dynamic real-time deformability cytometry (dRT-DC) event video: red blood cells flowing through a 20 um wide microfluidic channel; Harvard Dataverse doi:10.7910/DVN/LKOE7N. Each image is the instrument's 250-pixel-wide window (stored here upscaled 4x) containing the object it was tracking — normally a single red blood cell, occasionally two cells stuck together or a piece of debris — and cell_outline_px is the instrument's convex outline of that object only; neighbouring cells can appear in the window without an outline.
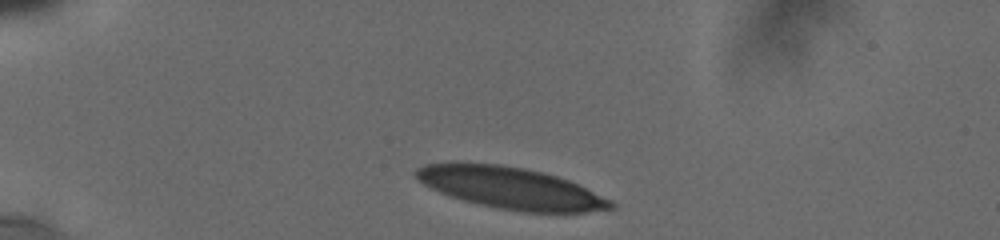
{"species": "human", "species_latin": "Homo sapiens", "temperature_condition": "cold", "stored_images_in_passage": 9, "camera_frame_rate_fps": 3000, "um_per_image_px": 0.085, "donor": {"sex": "male"}, "frame": {"image": 1, "passage_image": 1, "time_ms": 0.0, "image_size_px": [1000, 240], "cell_outline_px": [[616, 208], [588, 212], [520, 212], [496, 208], [448, 196], [424, 184], [412, 176], [412, 172], [416, 168], [424, 164], [500, 164], [540, 172], [556, 176], [568, 180], [612, 200], [616, 204]], "centroid_in_image_um": [43.42, 16.0], "position_along_channel_um": 41.6, "area_um2": 46.76}}
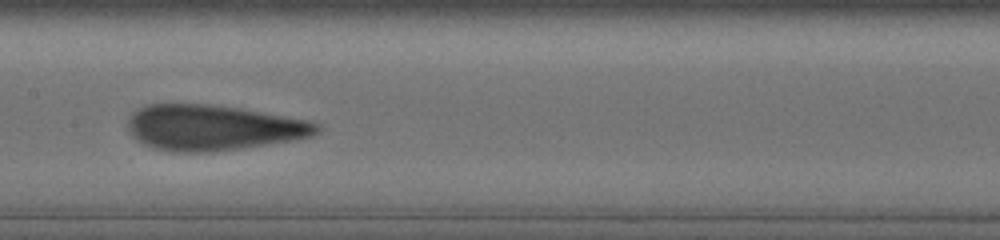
{"frame": {"image": 2, "passage_image": 7, "time_ms": 5.333, "image_size_px": [1000, 240], "cell_outline_px": [[320, 132], [312, 136], [296, 140], [212, 152], [172, 152], [156, 148], [144, 144], [132, 136], [128, 128], [128, 120], [132, 112], [148, 104], [208, 104], [236, 108], [304, 120], [320, 124]], "centroid_in_image_um": [18.08, 10.86], "position_along_channel_um": 189.3, "area_um2": 49.71}}
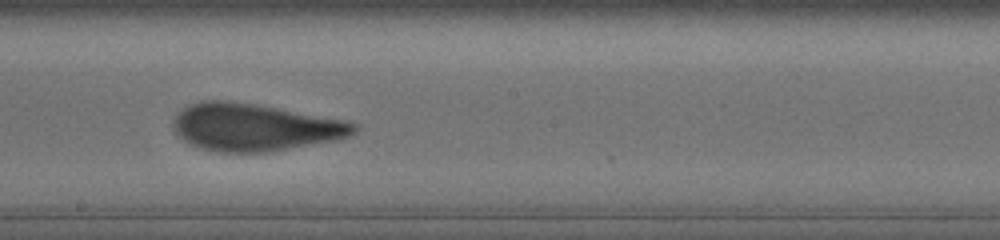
{"frame": {"image": 3, "passage_image": 8, "time_ms": 6.333, "image_size_px": [1000, 240], "cell_outline_px": [[360, 128], [356, 132], [340, 140], [264, 152], [220, 152], [200, 148], [188, 144], [176, 136], [172, 128], [172, 120], [188, 104], [200, 100], [228, 100], [256, 104], [344, 120], [360, 124]], "centroid_in_image_um": [21.62, 10.81], "position_along_channel_um": 226.6, "area_um2": 50.29}}